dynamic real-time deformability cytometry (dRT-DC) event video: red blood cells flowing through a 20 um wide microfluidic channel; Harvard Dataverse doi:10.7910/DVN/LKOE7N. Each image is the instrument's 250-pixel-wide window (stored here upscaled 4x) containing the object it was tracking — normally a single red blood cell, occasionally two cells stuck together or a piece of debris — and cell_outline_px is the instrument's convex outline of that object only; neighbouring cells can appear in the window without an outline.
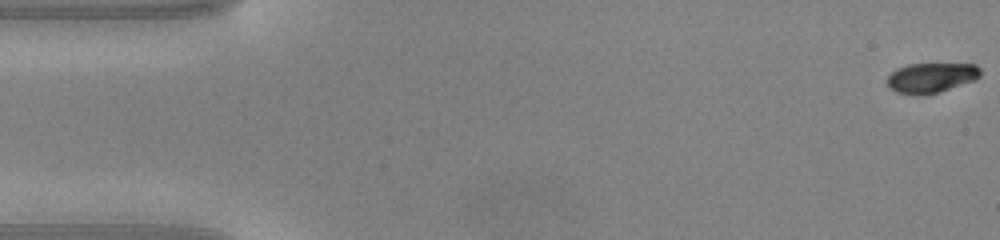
{"species": "common noctule bat (a hibernating species)", "species_latin": "Nyctalus noctula", "temperature_condition": "warm", "stored_images_in_passage": 49, "camera_frame_rate_fps": 3000, "um_per_image_px": 0.085, "animal": {"sex": "male", "body_mass_g": 20.0, "forearm_length_mm": 53.3}, "frame": {"image": 1, "passage_image": 1, "time_ms": 0.0, "image_size_px": [1000, 240], "cell_outline_px": [[980, 76], [972, 80], [940, 92], [924, 96], [916, 96], [896, 92], [888, 88], [884, 80], [896, 68], [908, 64], [976, 64], [980, 68]], "centroid_in_image_um": [79.06, 6.62], "position_along_channel_um": 5.9, "area_um2": 16.53}}
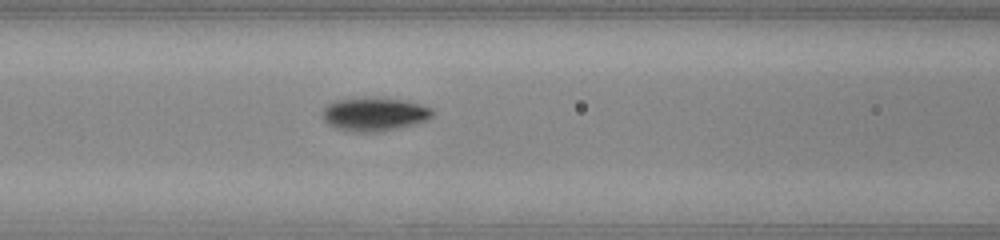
{"frame": {"image": 2, "passage_image": 20, "time_ms": 6.333, "image_size_px": [1000, 240], "cell_outline_px": [[436, 112], [428, 120], [416, 124], [380, 132], [348, 132], [336, 128], [328, 124], [320, 116], [320, 112], [332, 100], [404, 100], [420, 104], [432, 108]], "centroid_in_image_um": [31.82, 9.76], "position_along_channel_um": 134.8, "area_um2": 21.21}}
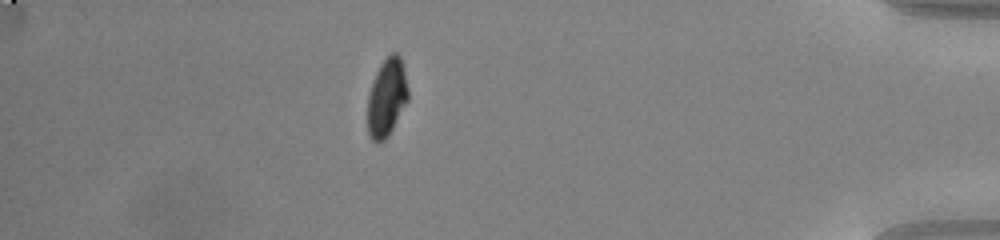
{"frame": {"image": 3, "passage_image": 43, "time_ms": 14.0, "image_size_px": [1000, 240], "cell_outline_px": [[408, 100], [388, 136], [384, 140], [376, 144], [368, 136], [368, 96], [376, 72], [380, 64], [392, 52], [396, 52], [400, 56], [404, 68], [408, 88]], "centroid_in_image_um": [32.88, 8.3], "position_along_channel_um": 402.3, "area_um2": 18.38}, "authors_computed_cell_mechanics": {"area_um2": 19.1318, "velocity_mm_per_s": 4.1544, "shape_relaxation_time_tau1_ms": 2.6429, "shape_relaxation_time_tau2_ms": null, "deformation_change_tau1": 0.1327, "deformation_change_tau2": null}}